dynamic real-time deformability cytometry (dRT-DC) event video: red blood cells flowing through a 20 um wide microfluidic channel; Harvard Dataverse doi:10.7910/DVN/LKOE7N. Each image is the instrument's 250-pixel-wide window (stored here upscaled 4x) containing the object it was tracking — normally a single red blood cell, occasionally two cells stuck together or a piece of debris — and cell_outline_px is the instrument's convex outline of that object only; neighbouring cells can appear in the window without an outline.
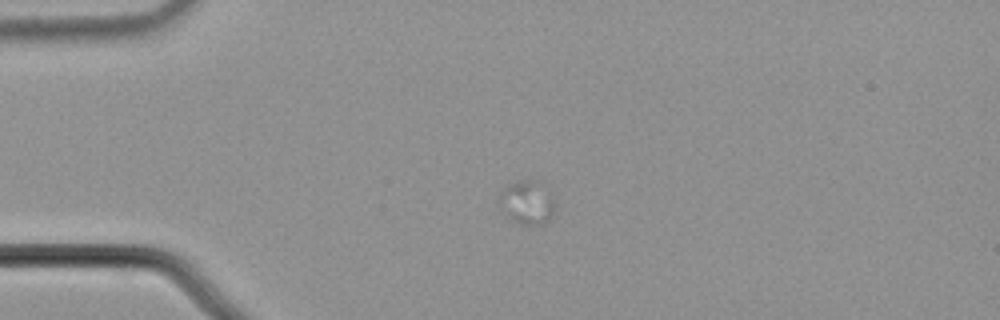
{"species": "common noctule bat (a hibernating species)", "species_latin": "Nyctalus noctula", "temperature_condition": "cold", "stored_images_in_passage": 20, "camera_frame_rate_fps": 3000, "um_per_image_px": 0.085, "animal": {"sex": "male", "body_mass_g": 21.5, "forearm_length_mm": 52.0}, "frame": {"image": 1, "passage_image": 6, "time_ms": 1.667, "image_size_px": [1000, 320], "cell_outline_px": [[552, 212], [548, 220], [544, 224], [520, 224], [512, 220], [508, 216], [500, 204], [500, 192], [508, 184], [524, 180], [544, 180], [552, 196]], "centroid_in_image_um": [44.82, 17.16], "position_along_channel_um": 40.2, "area_um2": 13.99}}
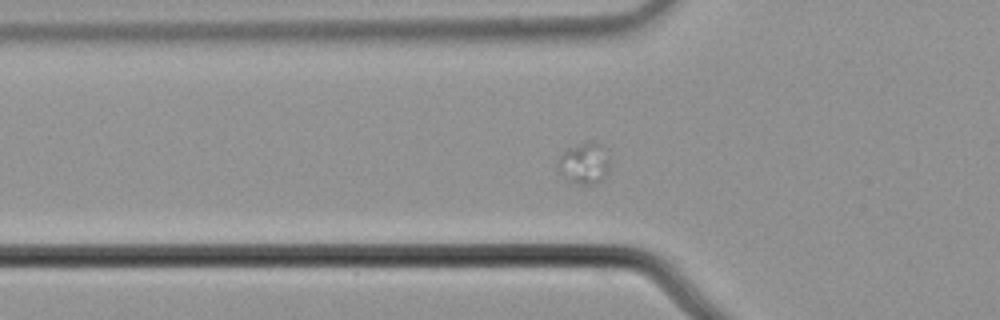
{"frame": {"image": 2, "passage_image": 12, "time_ms": 3.667, "image_size_px": [1000, 320], "cell_outline_px": [[608, 172], [604, 180], [592, 184], [576, 184], [568, 180], [560, 172], [560, 156], [568, 148], [584, 140], [600, 140], [608, 160]], "centroid_in_image_um": [49.71, 13.84], "position_along_channel_um": 76.1, "area_um2": 12.54}}
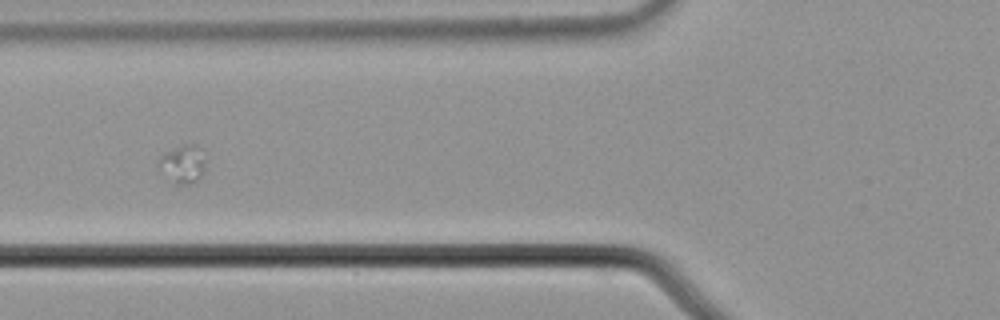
{"frame": {"image": 3, "passage_image": 15, "time_ms": 4.667, "image_size_px": [1000, 320], "cell_outline_px": [[204, 168], [196, 184], [172, 184], [156, 172], [156, 164], [160, 156], [164, 152], [184, 144], [196, 144], [204, 160]], "centroid_in_image_um": [15.41, 14.01], "position_along_channel_um": 110.4, "area_um2": 10.92}}